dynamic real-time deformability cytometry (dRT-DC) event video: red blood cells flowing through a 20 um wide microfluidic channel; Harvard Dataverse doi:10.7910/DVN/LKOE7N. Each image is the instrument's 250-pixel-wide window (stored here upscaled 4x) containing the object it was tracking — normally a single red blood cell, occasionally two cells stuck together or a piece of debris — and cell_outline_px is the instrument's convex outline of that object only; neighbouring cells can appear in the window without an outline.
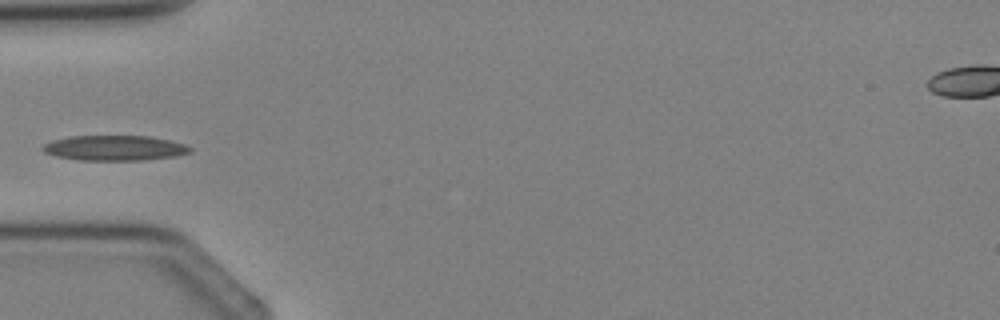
{"species": "Egyptian fruit bat (a non-hibernating species)", "species_latin": "Rousettus aegyptiacus", "temperature_condition": "cold", "stored_images_in_passage": 3, "camera_frame_rate_fps": 3000, "um_per_image_px": 0.085, "animal": {"sex": "female"}, "frame": {"image": 1, "passage_image": 3, "time_ms": 2.667, "image_size_px": [1000, 320], "cell_outline_px": [[192, 152], [176, 156], [144, 160], [80, 160], [56, 156], [44, 152], [40, 148], [44, 144], [52, 140], [68, 136], [152, 136], [184, 144], [192, 148]], "centroid_in_image_um": [9.73, 12.58], "position_along_channel_um": 75.3, "area_um2": 21.68}}